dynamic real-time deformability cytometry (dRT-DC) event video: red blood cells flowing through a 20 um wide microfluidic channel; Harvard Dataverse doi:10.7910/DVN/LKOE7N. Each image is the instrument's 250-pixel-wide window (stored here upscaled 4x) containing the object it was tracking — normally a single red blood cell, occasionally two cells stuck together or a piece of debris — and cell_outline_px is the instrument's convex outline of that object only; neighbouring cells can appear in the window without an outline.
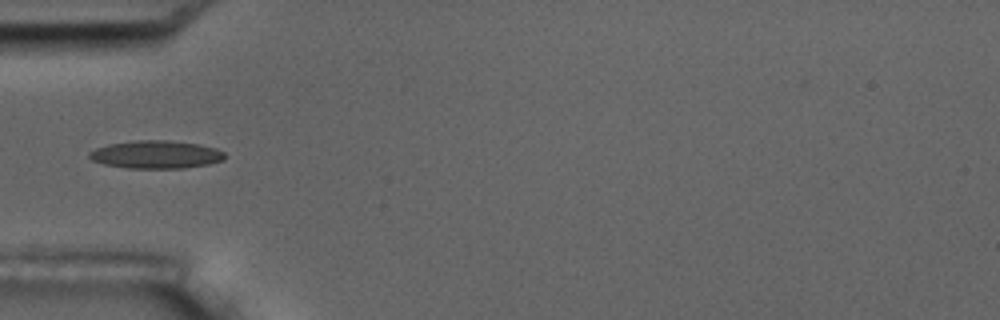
{"species": "common noctule bat (a hibernating species)", "species_latin": "Nyctalus noctula", "temperature_condition": "room temperature", "stored_images_in_passage": 14, "camera_frame_rate_fps": 3000, "um_per_image_px": 0.085, "animal": {"sex": "male", "body_mass_g": 17.5, "forearm_length_mm": 52.3}, "frame": {"image": 1, "passage_image": 3, "time_ms": 2.333, "image_size_px": [1000, 320], "cell_outline_px": [[224, 160], [208, 164], [184, 168], [128, 168], [104, 164], [92, 160], [88, 156], [88, 152], [96, 148], [108, 144], [136, 140], [164, 140], [200, 144], [216, 148], [224, 152]], "centroid_in_image_um": [13.25, 13.13], "position_along_channel_um": 71.7, "area_um2": 22.02}}
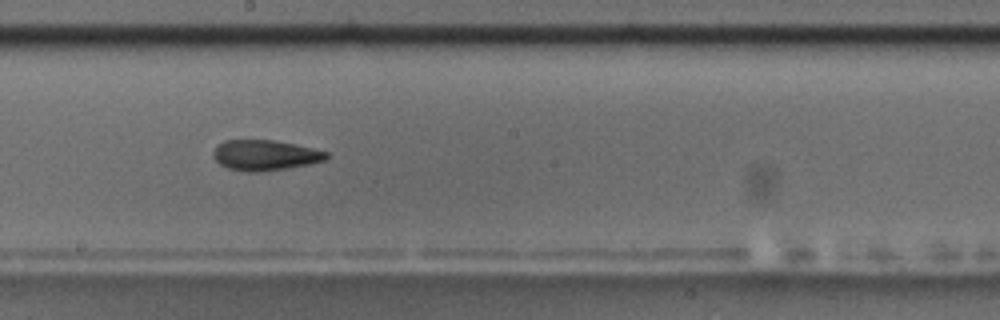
{"frame": {"image": 2, "passage_image": 7, "time_ms": 6.667, "image_size_px": [1000, 320], "cell_outline_px": [[328, 156], [324, 160], [308, 164], [288, 168], [260, 172], [248, 172], [228, 168], [220, 164], [212, 156], [212, 152], [224, 140], [272, 140], [296, 144], [328, 152]], "centroid_in_image_um": [22.52, 13.19], "position_along_channel_um": 225.7, "area_um2": 19.94}}
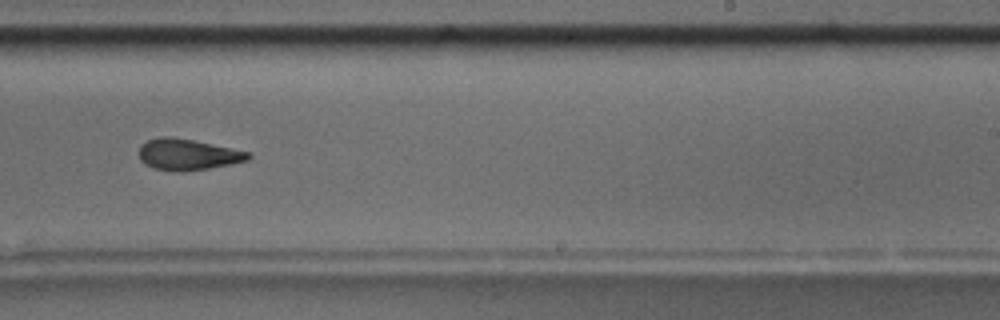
{"frame": {"image": 3, "passage_image": 8, "time_ms": 8.0, "image_size_px": [1000, 320], "cell_outline_px": [[252, 156], [248, 160], [208, 168], [152, 168], [144, 164], [140, 160], [140, 144], [148, 140], [160, 136], [172, 136], [252, 152]], "centroid_in_image_um": [15.97, 13.07], "position_along_channel_um": 273.0, "area_um2": 19.02}, "authors_computed_cell_mechanics": {"area_um2": 20.0277, "velocity_mm_per_s": 3.5599, "shape_relaxation_time_tau1_ms": 7.8098, "shape_relaxation_time_tau2_ms": 3.3471, "deformation_change_tau1": 0.1442, "deformation_change_tau2": 0.1169}}